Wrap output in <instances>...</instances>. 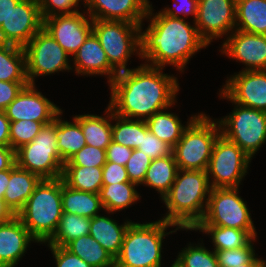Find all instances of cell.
Instances as JSON below:
<instances>
[{
	"label": "cell",
	"instance_id": "obj_1",
	"mask_svg": "<svg viewBox=\"0 0 266 267\" xmlns=\"http://www.w3.org/2000/svg\"><path fill=\"white\" fill-rule=\"evenodd\" d=\"M164 68L141 64L121 71L109 84V106L113 113L130 119L146 120L156 112L175 106L179 92L177 77Z\"/></svg>",
	"mask_w": 266,
	"mask_h": 267
},
{
	"label": "cell",
	"instance_id": "obj_2",
	"mask_svg": "<svg viewBox=\"0 0 266 267\" xmlns=\"http://www.w3.org/2000/svg\"><path fill=\"white\" fill-rule=\"evenodd\" d=\"M153 11L150 4L145 18L150 21L149 25L144 31V23L141 25L140 58L146 60V65L159 68L172 65L182 73L194 54L209 45L196 25L186 22L185 17L172 18Z\"/></svg>",
	"mask_w": 266,
	"mask_h": 267
},
{
	"label": "cell",
	"instance_id": "obj_3",
	"mask_svg": "<svg viewBox=\"0 0 266 267\" xmlns=\"http://www.w3.org/2000/svg\"><path fill=\"white\" fill-rule=\"evenodd\" d=\"M211 189L207 171L179 169L162 199L168 212L161 218L181 230L192 231L204 217Z\"/></svg>",
	"mask_w": 266,
	"mask_h": 267
},
{
	"label": "cell",
	"instance_id": "obj_4",
	"mask_svg": "<svg viewBox=\"0 0 266 267\" xmlns=\"http://www.w3.org/2000/svg\"><path fill=\"white\" fill-rule=\"evenodd\" d=\"M174 226L173 231L165 232ZM179 229L163 219L143 224L133 221L115 258V267H161L163 239Z\"/></svg>",
	"mask_w": 266,
	"mask_h": 267
},
{
	"label": "cell",
	"instance_id": "obj_5",
	"mask_svg": "<svg viewBox=\"0 0 266 267\" xmlns=\"http://www.w3.org/2000/svg\"><path fill=\"white\" fill-rule=\"evenodd\" d=\"M61 178L42 179L16 214L37 243H46L62 217Z\"/></svg>",
	"mask_w": 266,
	"mask_h": 267
},
{
	"label": "cell",
	"instance_id": "obj_6",
	"mask_svg": "<svg viewBox=\"0 0 266 267\" xmlns=\"http://www.w3.org/2000/svg\"><path fill=\"white\" fill-rule=\"evenodd\" d=\"M221 135L218 120L201 112L173 147L178 169L207 171L214 144Z\"/></svg>",
	"mask_w": 266,
	"mask_h": 267
},
{
	"label": "cell",
	"instance_id": "obj_7",
	"mask_svg": "<svg viewBox=\"0 0 266 267\" xmlns=\"http://www.w3.org/2000/svg\"><path fill=\"white\" fill-rule=\"evenodd\" d=\"M219 98L234 104L229 115L216 119L221 134L238 145L251 159L266 142V112L234 103L221 89Z\"/></svg>",
	"mask_w": 266,
	"mask_h": 267
},
{
	"label": "cell",
	"instance_id": "obj_8",
	"mask_svg": "<svg viewBox=\"0 0 266 267\" xmlns=\"http://www.w3.org/2000/svg\"><path fill=\"white\" fill-rule=\"evenodd\" d=\"M56 118L44 124L30 143L15 151L16 165L38 175L41 179L61 178L64 162L57 147Z\"/></svg>",
	"mask_w": 266,
	"mask_h": 267
},
{
	"label": "cell",
	"instance_id": "obj_9",
	"mask_svg": "<svg viewBox=\"0 0 266 267\" xmlns=\"http://www.w3.org/2000/svg\"><path fill=\"white\" fill-rule=\"evenodd\" d=\"M92 32L98 38L109 63L118 71H126L134 55L140 58L141 25L126 21L93 20Z\"/></svg>",
	"mask_w": 266,
	"mask_h": 267
},
{
	"label": "cell",
	"instance_id": "obj_10",
	"mask_svg": "<svg viewBox=\"0 0 266 267\" xmlns=\"http://www.w3.org/2000/svg\"><path fill=\"white\" fill-rule=\"evenodd\" d=\"M239 187L212 188L203 219L198 225H215L241 230H256L247 202Z\"/></svg>",
	"mask_w": 266,
	"mask_h": 267
},
{
	"label": "cell",
	"instance_id": "obj_11",
	"mask_svg": "<svg viewBox=\"0 0 266 267\" xmlns=\"http://www.w3.org/2000/svg\"><path fill=\"white\" fill-rule=\"evenodd\" d=\"M250 163L251 158L221 134L214 144L207 168L211 188L240 187Z\"/></svg>",
	"mask_w": 266,
	"mask_h": 267
},
{
	"label": "cell",
	"instance_id": "obj_12",
	"mask_svg": "<svg viewBox=\"0 0 266 267\" xmlns=\"http://www.w3.org/2000/svg\"><path fill=\"white\" fill-rule=\"evenodd\" d=\"M26 73L29 84H35L39 76L70 71L72 66L68 53L42 28L24 47Z\"/></svg>",
	"mask_w": 266,
	"mask_h": 267
},
{
	"label": "cell",
	"instance_id": "obj_13",
	"mask_svg": "<svg viewBox=\"0 0 266 267\" xmlns=\"http://www.w3.org/2000/svg\"><path fill=\"white\" fill-rule=\"evenodd\" d=\"M236 0H199L196 25L200 36L209 45L235 30ZM230 33V34H229Z\"/></svg>",
	"mask_w": 266,
	"mask_h": 267
},
{
	"label": "cell",
	"instance_id": "obj_14",
	"mask_svg": "<svg viewBox=\"0 0 266 267\" xmlns=\"http://www.w3.org/2000/svg\"><path fill=\"white\" fill-rule=\"evenodd\" d=\"M38 0H20L0 27V43L24 47L41 29Z\"/></svg>",
	"mask_w": 266,
	"mask_h": 267
},
{
	"label": "cell",
	"instance_id": "obj_15",
	"mask_svg": "<svg viewBox=\"0 0 266 267\" xmlns=\"http://www.w3.org/2000/svg\"><path fill=\"white\" fill-rule=\"evenodd\" d=\"M78 11L72 14L54 15L43 19V28L54 38L69 56H74L92 33L93 20Z\"/></svg>",
	"mask_w": 266,
	"mask_h": 267
},
{
	"label": "cell",
	"instance_id": "obj_16",
	"mask_svg": "<svg viewBox=\"0 0 266 267\" xmlns=\"http://www.w3.org/2000/svg\"><path fill=\"white\" fill-rule=\"evenodd\" d=\"M225 83L221 90L234 103L266 112V70H241Z\"/></svg>",
	"mask_w": 266,
	"mask_h": 267
},
{
	"label": "cell",
	"instance_id": "obj_17",
	"mask_svg": "<svg viewBox=\"0 0 266 267\" xmlns=\"http://www.w3.org/2000/svg\"><path fill=\"white\" fill-rule=\"evenodd\" d=\"M36 88L35 84L25 86L5 108L10 121L31 120L48 124L62 111Z\"/></svg>",
	"mask_w": 266,
	"mask_h": 267
},
{
	"label": "cell",
	"instance_id": "obj_18",
	"mask_svg": "<svg viewBox=\"0 0 266 267\" xmlns=\"http://www.w3.org/2000/svg\"><path fill=\"white\" fill-rule=\"evenodd\" d=\"M224 40L219 51L244 64L242 71L266 70V35L234 30Z\"/></svg>",
	"mask_w": 266,
	"mask_h": 267
},
{
	"label": "cell",
	"instance_id": "obj_19",
	"mask_svg": "<svg viewBox=\"0 0 266 267\" xmlns=\"http://www.w3.org/2000/svg\"><path fill=\"white\" fill-rule=\"evenodd\" d=\"M87 16L92 20L126 21L142 25L146 20L149 0H84Z\"/></svg>",
	"mask_w": 266,
	"mask_h": 267
},
{
	"label": "cell",
	"instance_id": "obj_20",
	"mask_svg": "<svg viewBox=\"0 0 266 267\" xmlns=\"http://www.w3.org/2000/svg\"><path fill=\"white\" fill-rule=\"evenodd\" d=\"M79 76L104 75L110 84L119 73L110 63L98 38L92 32L71 59Z\"/></svg>",
	"mask_w": 266,
	"mask_h": 267
},
{
	"label": "cell",
	"instance_id": "obj_21",
	"mask_svg": "<svg viewBox=\"0 0 266 267\" xmlns=\"http://www.w3.org/2000/svg\"><path fill=\"white\" fill-rule=\"evenodd\" d=\"M32 241L37 243L17 216L0 224V267L18 265Z\"/></svg>",
	"mask_w": 266,
	"mask_h": 267
},
{
	"label": "cell",
	"instance_id": "obj_22",
	"mask_svg": "<svg viewBox=\"0 0 266 267\" xmlns=\"http://www.w3.org/2000/svg\"><path fill=\"white\" fill-rule=\"evenodd\" d=\"M131 223V220H126L124 224L120 225L110 216L100 214L91 218L89 234L116 258L120 253L125 233Z\"/></svg>",
	"mask_w": 266,
	"mask_h": 267
},
{
	"label": "cell",
	"instance_id": "obj_23",
	"mask_svg": "<svg viewBox=\"0 0 266 267\" xmlns=\"http://www.w3.org/2000/svg\"><path fill=\"white\" fill-rule=\"evenodd\" d=\"M41 180L38 175L19 168L16 163L10 168L9 183L3 199L15 214L23 208Z\"/></svg>",
	"mask_w": 266,
	"mask_h": 267
},
{
	"label": "cell",
	"instance_id": "obj_24",
	"mask_svg": "<svg viewBox=\"0 0 266 267\" xmlns=\"http://www.w3.org/2000/svg\"><path fill=\"white\" fill-rule=\"evenodd\" d=\"M105 115L94 114L75 115L79 122L86 144L104 149L112 142V109L108 105Z\"/></svg>",
	"mask_w": 266,
	"mask_h": 267
},
{
	"label": "cell",
	"instance_id": "obj_25",
	"mask_svg": "<svg viewBox=\"0 0 266 267\" xmlns=\"http://www.w3.org/2000/svg\"><path fill=\"white\" fill-rule=\"evenodd\" d=\"M61 198L63 213L76 214L93 218L103 210L100 196L97 193L75 190L67 186L61 178Z\"/></svg>",
	"mask_w": 266,
	"mask_h": 267
},
{
	"label": "cell",
	"instance_id": "obj_26",
	"mask_svg": "<svg viewBox=\"0 0 266 267\" xmlns=\"http://www.w3.org/2000/svg\"><path fill=\"white\" fill-rule=\"evenodd\" d=\"M235 30L266 35V0H236Z\"/></svg>",
	"mask_w": 266,
	"mask_h": 267
},
{
	"label": "cell",
	"instance_id": "obj_27",
	"mask_svg": "<svg viewBox=\"0 0 266 267\" xmlns=\"http://www.w3.org/2000/svg\"><path fill=\"white\" fill-rule=\"evenodd\" d=\"M168 109L170 108L156 112L146 119L145 122L151 133L171 147H174L182 137L184 130L198 115L197 113L196 115H191L185 126L182 124L178 115L173 112H168Z\"/></svg>",
	"mask_w": 266,
	"mask_h": 267
},
{
	"label": "cell",
	"instance_id": "obj_28",
	"mask_svg": "<svg viewBox=\"0 0 266 267\" xmlns=\"http://www.w3.org/2000/svg\"><path fill=\"white\" fill-rule=\"evenodd\" d=\"M194 230L209 234L214 251L245 247L253 238L257 237L256 230H241L215 225H197Z\"/></svg>",
	"mask_w": 266,
	"mask_h": 267
},
{
	"label": "cell",
	"instance_id": "obj_29",
	"mask_svg": "<svg viewBox=\"0 0 266 267\" xmlns=\"http://www.w3.org/2000/svg\"><path fill=\"white\" fill-rule=\"evenodd\" d=\"M137 186V184L132 182L103 184L99 192L103 210L107 214H114L137 203L141 198L137 192Z\"/></svg>",
	"mask_w": 266,
	"mask_h": 267
},
{
	"label": "cell",
	"instance_id": "obj_30",
	"mask_svg": "<svg viewBox=\"0 0 266 267\" xmlns=\"http://www.w3.org/2000/svg\"><path fill=\"white\" fill-rule=\"evenodd\" d=\"M62 114L63 111L56 116L55 134L59 155L65 163L86 145V141L79 122L74 117L73 122L62 120Z\"/></svg>",
	"mask_w": 266,
	"mask_h": 267
},
{
	"label": "cell",
	"instance_id": "obj_31",
	"mask_svg": "<svg viewBox=\"0 0 266 267\" xmlns=\"http://www.w3.org/2000/svg\"><path fill=\"white\" fill-rule=\"evenodd\" d=\"M178 170L173 153L169 156L156 158L148 167L142 184L155 189L162 200L172 187Z\"/></svg>",
	"mask_w": 266,
	"mask_h": 267
},
{
	"label": "cell",
	"instance_id": "obj_32",
	"mask_svg": "<svg viewBox=\"0 0 266 267\" xmlns=\"http://www.w3.org/2000/svg\"><path fill=\"white\" fill-rule=\"evenodd\" d=\"M0 81L29 82L22 47L0 43Z\"/></svg>",
	"mask_w": 266,
	"mask_h": 267
},
{
	"label": "cell",
	"instance_id": "obj_33",
	"mask_svg": "<svg viewBox=\"0 0 266 267\" xmlns=\"http://www.w3.org/2000/svg\"><path fill=\"white\" fill-rule=\"evenodd\" d=\"M65 248L92 267H115V258L90 234L72 240Z\"/></svg>",
	"mask_w": 266,
	"mask_h": 267
},
{
	"label": "cell",
	"instance_id": "obj_34",
	"mask_svg": "<svg viewBox=\"0 0 266 267\" xmlns=\"http://www.w3.org/2000/svg\"><path fill=\"white\" fill-rule=\"evenodd\" d=\"M103 167L63 166V182L79 191L99 194L103 186Z\"/></svg>",
	"mask_w": 266,
	"mask_h": 267
},
{
	"label": "cell",
	"instance_id": "obj_35",
	"mask_svg": "<svg viewBox=\"0 0 266 267\" xmlns=\"http://www.w3.org/2000/svg\"><path fill=\"white\" fill-rule=\"evenodd\" d=\"M90 221L88 217L62 213L55 233L44 244L65 247L72 240L90 233Z\"/></svg>",
	"mask_w": 266,
	"mask_h": 267
},
{
	"label": "cell",
	"instance_id": "obj_36",
	"mask_svg": "<svg viewBox=\"0 0 266 267\" xmlns=\"http://www.w3.org/2000/svg\"><path fill=\"white\" fill-rule=\"evenodd\" d=\"M112 141L137 149L142 141V120L121 117L112 111Z\"/></svg>",
	"mask_w": 266,
	"mask_h": 267
},
{
	"label": "cell",
	"instance_id": "obj_37",
	"mask_svg": "<svg viewBox=\"0 0 266 267\" xmlns=\"http://www.w3.org/2000/svg\"><path fill=\"white\" fill-rule=\"evenodd\" d=\"M191 242L182 248L176 257L184 267H219L215 251L208 250L204 244Z\"/></svg>",
	"mask_w": 266,
	"mask_h": 267
},
{
	"label": "cell",
	"instance_id": "obj_38",
	"mask_svg": "<svg viewBox=\"0 0 266 267\" xmlns=\"http://www.w3.org/2000/svg\"><path fill=\"white\" fill-rule=\"evenodd\" d=\"M43 125L42 122L31 120L10 121V147L16 151L21 146L32 142Z\"/></svg>",
	"mask_w": 266,
	"mask_h": 267
},
{
	"label": "cell",
	"instance_id": "obj_39",
	"mask_svg": "<svg viewBox=\"0 0 266 267\" xmlns=\"http://www.w3.org/2000/svg\"><path fill=\"white\" fill-rule=\"evenodd\" d=\"M137 149L147 154L152 160L169 156L173 151V147L148 130L145 120H142V141Z\"/></svg>",
	"mask_w": 266,
	"mask_h": 267
},
{
	"label": "cell",
	"instance_id": "obj_40",
	"mask_svg": "<svg viewBox=\"0 0 266 267\" xmlns=\"http://www.w3.org/2000/svg\"><path fill=\"white\" fill-rule=\"evenodd\" d=\"M257 238H253L245 247L215 251L219 267H236L249 262L256 254L254 243Z\"/></svg>",
	"mask_w": 266,
	"mask_h": 267
},
{
	"label": "cell",
	"instance_id": "obj_41",
	"mask_svg": "<svg viewBox=\"0 0 266 267\" xmlns=\"http://www.w3.org/2000/svg\"><path fill=\"white\" fill-rule=\"evenodd\" d=\"M106 162V152L104 149L86 144L80 151L65 162L64 166L103 167Z\"/></svg>",
	"mask_w": 266,
	"mask_h": 267
},
{
	"label": "cell",
	"instance_id": "obj_42",
	"mask_svg": "<svg viewBox=\"0 0 266 267\" xmlns=\"http://www.w3.org/2000/svg\"><path fill=\"white\" fill-rule=\"evenodd\" d=\"M152 159L138 149H133L130 159L125 165L129 176V181L132 183L142 185L146 175V171L150 166Z\"/></svg>",
	"mask_w": 266,
	"mask_h": 267
},
{
	"label": "cell",
	"instance_id": "obj_43",
	"mask_svg": "<svg viewBox=\"0 0 266 267\" xmlns=\"http://www.w3.org/2000/svg\"><path fill=\"white\" fill-rule=\"evenodd\" d=\"M42 19L54 15L78 12L79 2L84 0H38ZM78 7V8H77Z\"/></svg>",
	"mask_w": 266,
	"mask_h": 267
},
{
	"label": "cell",
	"instance_id": "obj_44",
	"mask_svg": "<svg viewBox=\"0 0 266 267\" xmlns=\"http://www.w3.org/2000/svg\"><path fill=\"white\" fill-rule=\"evenodd\" d=\"M48 247L56 260V267H92L65 247L52 245H48Z\"/></svg>",
	"mask_w": 266,
	"mask_h": 267
},
{
	"label": "cell",
	"instance_id": "obj_45",
	"mask_svg": "<svg viewBox=\"0 0 266 267\" xmlns=\"http://www.w3.org/2000/svg\"><path fill=\"white\" fill-rule=\"evenodd\" d=\"M198 1L199 0H180L176 2L177 5L174 3V8L167 6L160 10V12L172 18H183L184 16L188 18V16L191 15L193 16V22H195L197 17ZM179 14H182L183 17Z\"/></svg>",
	"mask_w": 266,
	"mask_h": 267
},
{
	"label": "cell",
	"instance_id": "obj_46",
	"mask_svg": "<svg viewBox=\"0 0 266 267\" xmlns=\"http://www.w3.org/2000/svg\"><path fill=\"white\" fill-rule=\"evenodd\" d=\"M27 85L29 82L0 81V111H4Z\"/></svg>",
	"mask_w": 266,
	"mask_h": 267
},
{
	"label": "cell",
	"instance_id": "obj_47",
	"mask_svg": "<svg viewBox=\"0 0 266 267\" xmlns=\"http://www.w3.org/2000/svg\"><path fill=\"white\" fill-rule=\"evenodd\" d=\"M103 184H114L130 182L125 166L113 162H106L103 165Z\"/></svg>",
	"mask_w": 266,
	"mask_h": 267
},
{
	"label": "cell",
	"instance_id": "obj_48",
	"mask_svg": "<svg viewBox=\"0 0 266 267\" xmlns=\"http://www.w3.org/2000/svg\"><path fill=\"white\" fill-rule=\"evenodd\" d=\"M132 151L133 149L112 141L105 150L107 162L125 166L130 159Z\"/></svg>",
	"mask_w": 266,
	"mask_h": 267
},
{
	"label": "cell",
	"instance_id": "obj_49",
	"mask_svg": "<svg viewBox=\"0 0 266 267\" xmlns=\"http://www.w3.org/2000/svg\"><path fill=\"white\" fill-rule=\"evenodd\" d=\"M15 163V151L11 147L0 146V171L10 169Z\"/></svg>",
	"mask_w": 266,
	"mask_h": 267
},
{
	"label": "cell",
	"instance_id": "obj_50",
	"mask_svg": "<svg viewBox=\"0 0 266 267\" xmlns=\"http://www.w3.org/2000/svg\"><path fill=\"white\" fill-rule=\"evenodd\" d=\"M10 120L0 111V146L10 147Z\"/></svg>",
	"mask_w": 266,
	"mask_h": 267
},
{
	"label": "cell",
	"instance_id": "obj_51",
	"mask_svg": "<svg viewBox=\"0 0 266 267\" xmlns=\"http://www.w3.org/2000/svg\"><path fill=\"white\" fill-rule=\"evenodd\" d=\"M20 0H0V27Z\"/></svg>",
	"mask_w": 266,
	"mask_h": 267
},
{
	"label": "cell",
	"instance_id": "obj_52",
	"mask_svg": "<svg viewBox=\"0 0 266 267\" xmlns=\"http://www.w3.org/2000/svg\"><path fill=\"white\" fill-rule=\"evenodd\" d=\"M16 214L6 204L4 199H0V224L10 221Z\"/></svg>",
	"mask_w": 266,
	"mask_h": 267
},
{
	"label": "cell",
	"instance_id": "obj_53",
	"mask_svg": "<svg viewBox=\"0 0 266 267\" xmlns=\"http://www.w3.org/2000/svg\"><path fill=\"white\" fill-rule=\"evenodd\" d=\"M10 169L0 171V199H3L6 187L9 183Z\"/></svg>",
	"mask_w": 266,
	"mask_h": 267
},
{
	"label": "cell",
	"instance_id": "obj_54",
	"mask_svg": "<svg viewBox=\"0 0 266 267\" xmlns=\"http://www.w3.org/2000/svg\"><path fill=\"white\" fill-rule=\"evenodd\" d=\"M236 267H266V261L259 257L257 258L256 254L249 262Z\"/></svg>",
	"mask_w": 266,
	"mask_h": 267
},
{
	"label": "cell",
	"instance_id": "obj_55",
	"mask_svg": "<svg viewBox=\"0 0 266 267\" xmlns=\"http://www.w3.org/2000/svg\"><path fill=\"white\" fill-rule=\"evenodd\" d=\"M170 267H184L179 260L176 258L175 261L173 262V264H171Z\"/></svg>",
	"mask_w": 266,
	"mask_h": 267
}]
</instances>
